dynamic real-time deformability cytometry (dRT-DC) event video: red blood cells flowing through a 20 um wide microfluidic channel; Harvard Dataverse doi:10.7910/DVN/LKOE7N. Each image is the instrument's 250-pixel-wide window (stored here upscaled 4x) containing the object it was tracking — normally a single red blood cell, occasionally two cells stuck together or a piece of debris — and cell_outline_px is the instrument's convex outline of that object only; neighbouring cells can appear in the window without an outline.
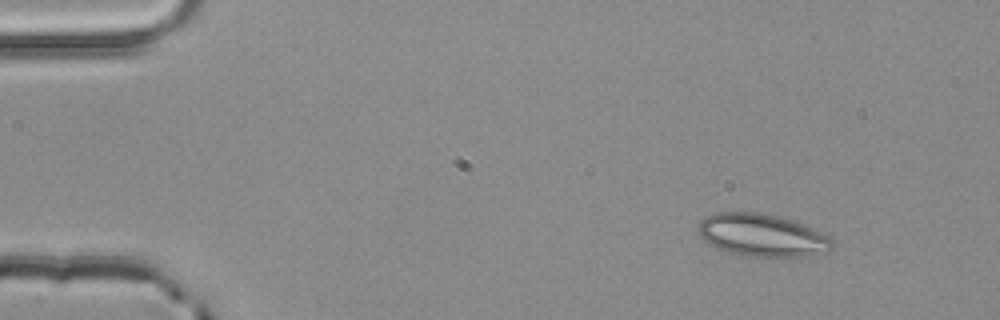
{"species": "common noctule bat (a hibernating species)", "species_latin": "Nyctalus noctula", "temperature_condition": "room temperature", "stored_images_in_passage": 4, "camera_frame_rate_fps": 3000, "um_per_image_px": 0.085, "animal": {"sex": "male", "body_mass_g": 20.4}, "frame": {"image": 1, "passage_image": 1, "time_ms": 0.0, "image_size_px": [1000, 320], "cell_outline_px": [[832, 248], [828, 252], [808, 256], [748, 256], [716, 248], [708, 244], [700, 236], [700, 220], [704, 216], [716, 212], [760, 212], [792, 220], [820, 232], [828, 236], [832, 240]], "centroid_in_image_um": [64.76, 19.99], "position_along_channel_um": 20.2, "area_um2": 32.95}}